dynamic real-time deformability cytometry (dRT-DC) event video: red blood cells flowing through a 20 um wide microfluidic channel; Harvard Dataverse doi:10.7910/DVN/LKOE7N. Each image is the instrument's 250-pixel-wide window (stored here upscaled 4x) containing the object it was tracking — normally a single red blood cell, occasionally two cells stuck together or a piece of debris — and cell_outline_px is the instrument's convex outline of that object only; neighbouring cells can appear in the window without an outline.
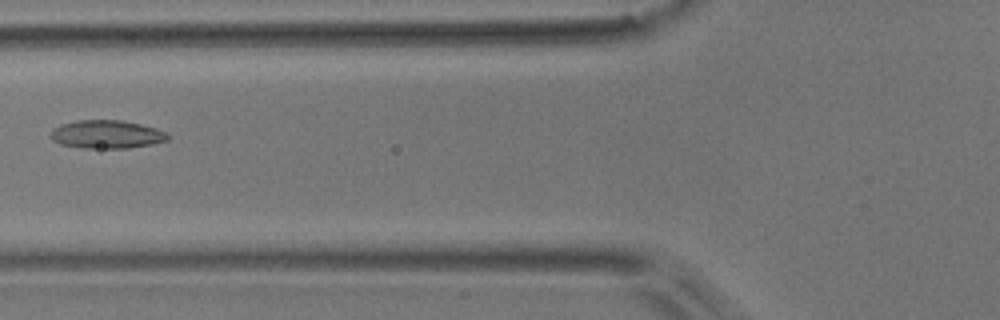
{"species": "common noctule bat (a hibernating species)", "species_latin": "Nyctalus noctula", "temperature_condition": "room temperature", "stored_images_in_passage": 6, "camera_frame_rate_fps": 3000, "um_per_image_px": 0.085, "animal": {"sex": "male", "body_mass_g": 17.9}, "frame": {"image": 1, "passage_image": 5, "time_ms": 1.333, "image_size_px": [1000, 320], "cell_outline_px": [[168, 140], [152, 144], [128, 148], [80, 148], [60, 144], [52, 140], [52, 128], [60, 124], [76, 120], [120, 120], [140, 124], [156, 128], [164, 132], [168, 136]], "centroid_in_image_um": [9.03, 11.42], "position_along_channel_um": 116.8, "area_um2": 19.25}}
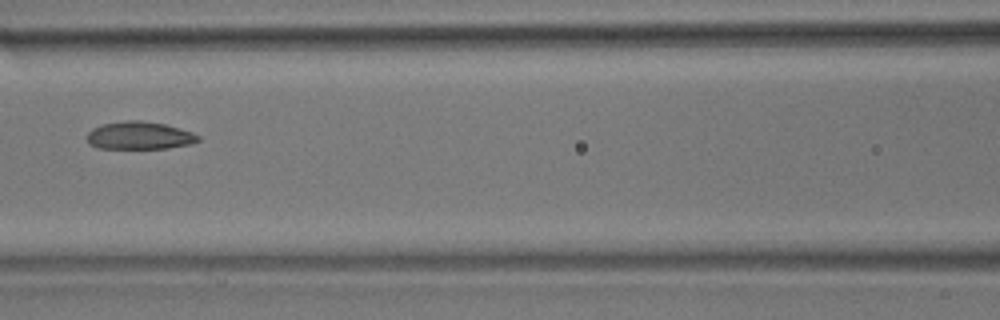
{"frame": {"image": 2, "passage_image": 6, "time_ms": 1.667, "image_size_px": [1000, 320], "cell_outline_px": [[200, 140], [192, 144], [168, 148], [100, 148], [88, 144], [88, 132], [92, 128], [100, 124], [128, 120], [140, 120], [164, 124], [192, 132], [200, 136]], "centroid_in_image_um": [11.85, 11.52], "position_along_channel_um": 154.7, "area_um2": 17.98}}